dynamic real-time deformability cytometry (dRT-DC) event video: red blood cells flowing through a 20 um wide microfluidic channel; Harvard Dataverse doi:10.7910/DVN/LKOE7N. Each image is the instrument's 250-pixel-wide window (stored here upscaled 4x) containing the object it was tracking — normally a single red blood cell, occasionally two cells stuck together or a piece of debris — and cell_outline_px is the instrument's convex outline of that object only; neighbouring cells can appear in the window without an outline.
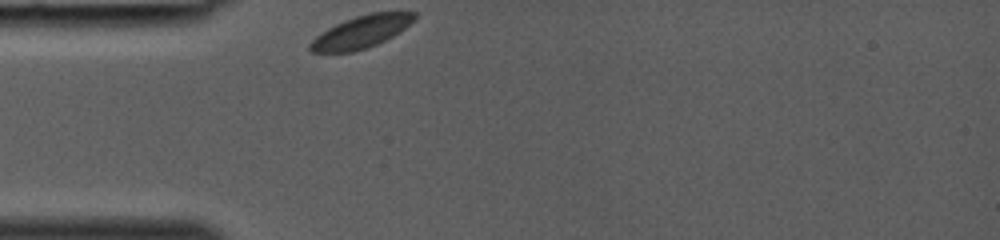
{"species": "common noctule bat (a hibernating species)", "species_latin": "Nyctalus noctula", "temperature_condition": "room temperature", "stored_images_in_passage": 15, "camera_frame_rate_fps": 3000, "um_per_image_px": 0.085, "animal": {"sex": "female", "body_mass_g": 19.0, "forearm_length_mm": 53.3}, "frame": {"image": 1, "passage_image": 1, "time_ms": 0.0, "image_size_px": [1000, 240], "cell_outline_px": [[416, 16], [400, 32], [376, 44], [352, 52], [312, 52], [308, 48], [308, 44], [316, 36], [328, 28], [344, 20], [368, 12], [416, 12]], "centroid_in_image_um": [30.66, 2.7], "position_along_channel_um": 54.3, "area_um2": 19.36}}
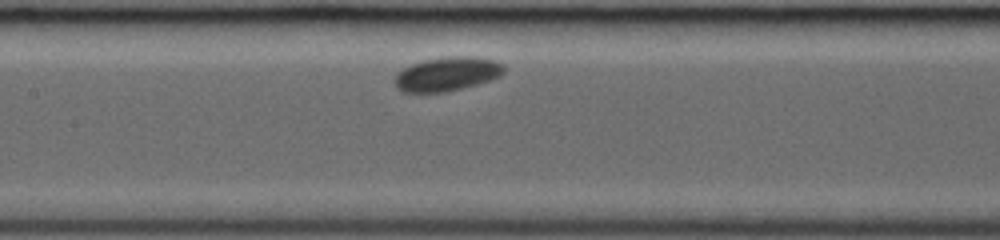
{"frame": {"image": 2, "passage_image": 9, "time_ms": 2.667, "image_size_px": [1000, 240], "cell_outline_px": [[504, 72], [500, 76], [476, 84], [444, 92], [404, 92], [396, 88], [392, 80], [396, 72], [412, 64], [424, 60], [444, 56], [472, 56], [496, 60], [504, 64]], "centroid_in_image_um": [37.97, 6.27], "position_along_channel_um": 169.4, "area_um2": 21.79}}
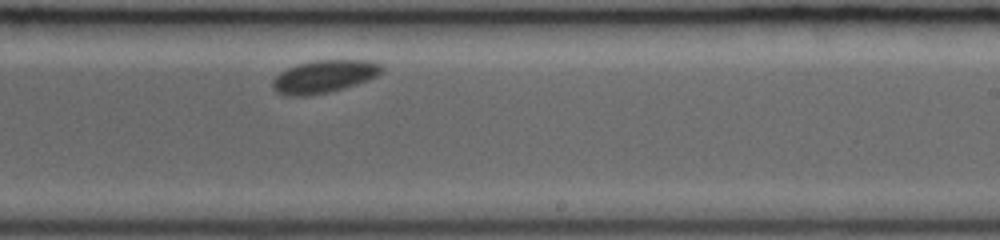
{"frame": {"image": 3, "passage_image": 15, "time_ms": 4.667, "image_size_px": [1000, 240], "cell_outline_px": [[384, 68], [376, 76], [356, 84], [328, 92], [304, 96], [284, 96], [276, 92], [272, 88], [272, 80], [280, 72], [296, 64], [312, 60], [372, 60], [384, 64]], "centroid_in_image_um": [27.53, 6.49], "position_along_channel_um": 261.5, "area_um2": 20.92}}